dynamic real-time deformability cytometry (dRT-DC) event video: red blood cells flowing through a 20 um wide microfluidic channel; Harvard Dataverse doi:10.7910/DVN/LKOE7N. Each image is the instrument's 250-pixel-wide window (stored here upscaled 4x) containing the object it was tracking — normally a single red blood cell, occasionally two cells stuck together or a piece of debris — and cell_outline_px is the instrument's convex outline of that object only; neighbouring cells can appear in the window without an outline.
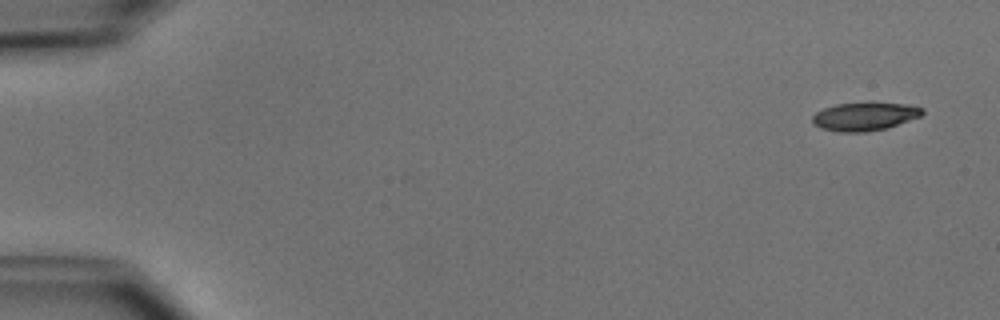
{"species": "common noctule bat (a hibernating species)", "species_latin": "Nyctalus noctula", "temperature_condition": "cold", "stored_images_in_passage": 5, "camera_frame_rate_fps": 3000, "um_per_image_px": 0.085, "animal": {"sex": "male", "body_mass_g": 15.6}, "frame": {"image": 1, "passage_image": 1, "time_ms": 0.0, "image_size_px": [1000, 320], "cell_outline_px": [[924, 112], [920, 116], [884, 128], [864, 132], [840, 132], [820, 128], [812, 124], [812, 116], [816, 112], [824, 108], [836, 104], [868, 100], [904, 104], [924, 108]], "centroid_in_image_um": [73.45, 9.85], "position_along_channel_um": 11.6, "area_um2": 18.5}}